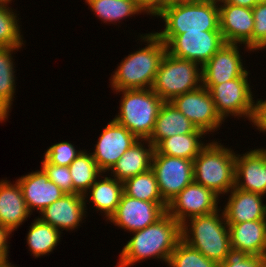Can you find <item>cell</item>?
<instances>
[{"instance_id":"obj_1","label":"cell","mask_w":266,"mask_h":267,"mask_svg":"<svg viewBox=\"0 0 266 267\" xmlns=\"http://www.w3.org/2000/svg\"><path fill=\"white\" fill-rule=\"evenodd\" d=\"M131 233L133 237L120 251L116 267L134 266L151 258L161 259L167 265L171 253L182 240L181 224L168 213L156 223Z\"/></svg>"},{"instance_id":"obj_2","label":"cell","mask_w":266,"mask_h":267,"mask_svg":"<svg viewBox=\"0 0 266 267\" xmlns=\"http://www.w3.org/2000/svg\"><path fill=\"white\" fill-rule=\"evenodd\" d=\"M138 38L146 46L131 52L118 64L109 80L113 92L152 88L166 45L154 32L140 34Z\"/></svg>"},{"instance_id":"obj_3","label":"cell","mask_w":266,"mask_h":267,"mask_svg":"<svg viewBox=\"0 0 266 267\" xmlns=\"http://www.w3.org/2000/svg\"><path fill=\"white\" fill-rule=\"evenodd\" d=\"M158 17L165 22L164 30L154 33L164 44L186 32L220 31L218 0L173 1Z\"/></svg>"},{"instance_id":"obj_4","label":"cell","mask_w":266,"mask_h":267,"mask_svg":"<svg viewBox=\"0 0 266 267\" xmlns=\"http://www.w3.org/2000/svg\"><path fill=\"white\" fill-rule=\"evenodd\" d=\"M181 234L185 243L218 264L231 249L229 227L221 208L186 220L181 224Z\"/></svg>"},{"instance_id":"obj_5","label":"cell","mask_w":266,"mask_h":267,"mask_svg":"<svg viewBox=\"0 0 266 267\" xmlns=\"http://www.w3.org/2000/svg\"><path fill=\"white\" fill-rule=\"evenodd\" d=\"M210 141L194 158V181L211 189L216 195H226L235 187V157L233 149Z\"/></svg>"},{"instance_id":"obj_6","label":"cell","mask_w":266,"mask_h":267,"mask_svg":"<svg viewBox=\"0 0 266 267\" xmlns=\"http://www.w3.org/2000/svg\"><path fill=\"white\" fill-rule=\"evenodd\" d=\"M122 92L118 115L113 118L139 140H148L153 132L163 100L151 89H125Z\"/></svg>"},{"instance_id":"obj_7","label":"cell","mask_w":266,"mask_h":267,"mask_svg":"<svg viewBox=\"0 0 266 267\" xmlns=\"http://www.w3.org/2000/svg\"><path fill=\"white\" fill-rule=\"evenodd\" d=\"M199 66L166 52L151 89L164 102H171L175 97L202 86V67Z\"/></svg>"},{"instance_id":"obj_8","label":"cell","mask_w":266,"mask_h":267,"mask_svg":"<svg viewBox=\"0 0 266 267\" xmlns=\"http://www.w3.org/2000/svg\"><path fill=\"white\" fill-rule=\"evenodd\" d=\"M248 75L217 85H202L207 88L215 103L217 113L225 121L227 117H244L252 122L255 113V100Z\"/></svg>"},{"instance_id":"obj_9","label":"cell","mask_w":266,"mask_h":267,"mask_svg":"<svg viewBox=\"0 0 266 267\" xmlns=\"http://www.w3.org/2000/svg\"><path fill=\"white\" fill-rule=\"evenodd\" d=\"M151 169L160 195L167 204L194 181L193 160L159 154L155 149Z\"/></svg>"},{"instance_id":"obj_10","label":"cell","mask_w":266,"mask_h":267,"mask_svg":"<svg viewBox=\"0 0 266 267\" xmlns=\"http://www.w3.org/2000/svg\"><path fill=\"white\" fill-rule=\"evenodd\" d=\"M226 43L221 31L186 32L172 36L166 43V52L176 58L204 66Z\"/></svg>"},{"instance_id":"obj_11","label":"cell","mask_w":266,"mask_h":267,"mask_svg":"<svg viewBox=\"0 0 266 267\" xmlns=\"http://www.w3.org/2000/svg\"><path fill=\"white\" fill-rule=\"evenodd\" d=\"M171 102L206 135L220 130V126L224 124V120L217 113L209 90L203 86L181 94Z\"/></svg>"},{"instance_id":"obj_12","label":"cell","mask_w":266,"mask_h":267,"mask_svg":"<svg viewBox=\"0 0 266 267\" xmlns=\"http://www.w3.org/2000/svg\"><path fill=\"white\" fill-rule=\"evenodd\" d=\"M166 202H148L122 193L116 212L109 218L115 226L131 232L156 223L167 213Z\"/></svg>"},{"instance_id":"obj_13","label":"cell","mask_w":266,"mask_h":267,"mask_svg":"<svg viewBox=\"0 0 266 267\" xmlns=\"http://www.w3.org/2000/svg\"><path fill=\"white\" fill-rule=\"evenodd\" d=\"M219 198L211 189L193 181L168 203L167 213L182 224L192 217L217 211Z\"/></svg>"},{"instance_id":"obj_14","label":"cell","mask_w":266,"mask_h":267,"mask_svg":"<svg viewBox=\"0 0 266 267\" xmlns=\"http://www.w3.org/2000/svg\"><path fill=\"white\" fill-rule=\"evenodd\" d=\"M95 149L91 153L99 169L106 174L138 138L114 119L102 129Z\"/></svg>"},{"instance_id":"obj_15","label":"cell","mask_w":266,"mask_h":267,"mask_svg":"<svg viewBox=\"0 0 266 267\" xmlns=\"http://www.w3.org/2000/svg\"><path fill=\"white\" fill-rule=\"evenodd\" d=\"M220 31L225 43L243 44L253 50L254 16L251 8L218 3Z\"/></svg>"},{"instance_id":"obj_16","label":"cell","mask_w":266,"mask_h":267,"mask_svg":"<svg viewBox=\"0 0 266 267\" xmlns=\"http://www.w3.org/2000/svg\"><path fill=\"white\" fill-rule=\"evenodd\" d=\"M238 46L242 45L226 43L202 66V85H217L250 74L244 68Z\"/></svg>"},{"instance_id":"obj_17","label":"cell","mask_w":266,"mask_h":267,"mask_svg":"<svg viewBox=\"0 0 266 267\" xmlns=\"http://www.w3.org/2000/svg\"><path fill=\"white\" fill-rule=\"evenodd\" d=\"M235 187L266 195V148H254L244 154H236Z\"/></svg>"},{"instance_id":"obj_18","label":"cell","mask_w":266,"mask_h":267,"mask_svg":"<svg viewBox=\"0 0 266 267\" xmlns=\"http://www.w3.org/2000/svg\"><path fill=\"white\" fill-rule=\"evenodd\" d=\"M87 209L83 195L65 194L41 211V216L37 218L63 233V230L73 231L81 226L80 223L87 217Z\"/></svg>"},{"instance_id":"obj_19","label":"cell","mask_w":266,"mask_h":267,"mask_svg":"<svg viewBox=\"0 0 266 267\" xmlns=\"http://www.w3.org/2000/svg\"><path fill=\"white\" fill-rule=\"evenodd\" d=\"M17 181L31 214L35 210L40 213L47 206L66 194L48 178V175L42 168L19 177Z\"/></svg>"},{"instance_id":"obj_20","label":"cell","mask_w":266,"mask_h":267,"mask_svg":"<svg viewBox=\"0 0 266 267\" xmlns=\"http://www.w3.org/2000/svg\"><path fill=\"white\" fill-rule=\"evenodd\" d=\"M227 196V203L222 209L227 223L266 220V203H263L265 196L236 187Z\"/></svg>"},{"instance_id":"obj_21","label":"cell","mask_w":266,"mask_h":267,"mask_svg":"<svg viewBox=\"0 0 266 267\" xmlns=\"http://www.w3.org/2000/svg\"><path fill=\"white\" fill-rule=\"evenodd\" d=\"M31 216L18 181L0 180V225L11 232L17 231Z\"/></svg>"},{"instance_id":"obj_22","label":"cell","mask_w":266,"mask_h":267,"mask_svg":"<svg viewBox=\"0 0 266 267\" xmlns=\"http://www.w3.org/2000/svg\"><path fill=\"white\" fill-rule=\"evenodd\" d=\"M205 133L182 114L172 102H163L155 126L148 139L154 148L163 140L177 134Z\"/></svg>"},{"instance_id":"obj_23","label":"cell","mask_w":266,"mask_h":267,"mask_svg":"<svg viewBox=\"0 0 266 267\" xmlns=\"http://www.w3.org/2000/svg\"><path fill=\"white\" fill-rule=\"evenodd\" d=\"M227 224L231 248L266 257V220Z\"/></svg>"},{"instance_id":"obj_24","label":"cell","mask_w":266,"mask_h":267,"mask_svg":"<svg viewBox=\"0 0 266 267\" xmlns=\"http://www.w3.org/2000/svg\"><path fill=\"white\" fill-rule=\"evenodd\" d=\"M153 152L154 146L149 140L138 139L112 167L110 176L123 182L148 171L151 168Z\"/></svg>"},{"instance_id":"obj_25","label":"cell","mask_w":266,"mask_h":267,"mask_svg":"<svg viewBox=\"0 0 266 267\" xmlns=\"http://www.w3.org/2000/svg\"><path fill=\"white\" fill-rule=\"evenodd\" d=\"M100 176L84 193V202L93 203L97 211L104 213L103 217L108 222L109 218L116 212L123 193V183L110 175ZM89 194V195H88Z\"/></svg>"},{"instance_id":"obj_26","label":"cell","mask_w":266,"mask_h":267,"mask_svg":"<svg viewBox=\"0 0 266 267\" xmlns=\"http://www.w3.org/2000/svg\"><path fill=\"white\" fill-rule=\"evenodd\" d=\"M21 48H0V123L8 120L16 90L15 63L12 53Z\"/></svg>"},{"instance_id":"obj_27","label":"cell","mask_w":266,"mask_h":267,"mask_svg":"<svg viewBox=\"0 0 266 267\" xmlns=\"http://www.w3.org/2000/svg\"><path fill=\"white\" fill-rule=\"evenodd\" d=\"M206 133L177 134L163 139L154 149L166 156L194 160L208 144L202 140ZM202 138V139H201Z\"/></svg>"},{"instance_id":"obj_28","label":"cell","mask_w":266,"mask_h":267,"mask_svg":"<svg viewBox=\"0 0 266 267\" xmlns=\"http://www.w3.org/2000/svg\"><path fill=\"white\" fill-rule=\"evenodd\" d=\"M61 234L55 227L36 218L26 236L28 249L35 258L51 254L60 243Z\"/></svg>"},{"instance_id":"obj_29","label":"cell","mask_w":266,"mask_h":267,"mask_svg":"<svg viewBox=\"0 0 266 267\" xmlns=\"http://www.w3.org/2000/svg\"><path fill=\"white\" fill-rule=\"evenodd\" d=\"M86 3L103 23L120 24L124 18L144 13L136 0H88Z\"/></svg>"},{"instance_id":"obj_30","label":"cell","mask_w":266,"mask_h":267,"mask_svg":"<svg viewBox=\"0 0 266 267\" xmlns=\"http://www.w3.org/2000/svg\"><path fill=\"white\" fill-rule=\"evenodd\" d=\"M73 182V194L84 193L102 175L91 153L83 150L68 166Z\"/></svg>"},{"instance_id":"obj_31","label":"cell","mask_w":266,"mask_h":267,"mask_svg":"<svg viewBox=\"0 0 266 267\" xmlns=\"http://www.w3.org/2000/svg\"><path fill=\"white\" fill-rule=\"evenodd\" d=\"M122 183L125 195L148 202H165L160 195L155 173L151 168Z\"/></svg>"},{"instance_id":"obj_32","label":"cell","mask_w":266,"mask_h":267,"mask_svg":"<svg viewBox=\"0 0 266 267\" xmlns=\"http://www.w3.org/2000/svg\"><path fill=\"white\" fill-rule=\"evenodd\" d=\"M16 10L0 5V48H22L23 35ZM23 45V46H22Z\"/></svg>"},{"instance_id":"obj_33","label":"cell","mask_w":266,"mask_h":267,"mask_svg":"<svg viewBox=\"0 0 266 267\" xmlns=\"http://www.w3.org/2000/svg\"><path fill=\"white\" fill-rule=\"evenodd\" d=\"M218 265L183 240L175 247L167 263L169 267H218Z\"/></svg>"},{"instance_id":"obj_34","label":"cell","mask_w":266,"mask_h":267,"mask_svg":"<svg viewBox=\"0 0 266 267\" xmlns=\"http://www.w3.org/2000/svg\"><path fill=\"white\" fill-rule=\"evenodd\" d=\"M83 150H76L74 144L61 141L51 145L44 153V159L54 165L69 166Z\"/></svg>"},{"instance_id":"obj_35","label":"cell","mask_w":266,"mask_h":267,"mask_svg":"<svg viewBox=\"0 0 266 267\" xmlns=\"http://www.w3.org/2000/svg\"><path fill=\"white\" fill-rule=\"evenodd\" d=\"M41 162V168L48 175V178L61 188L64 193L73 194V182L69 167L50 164L45 159Z\"/></svg>"},{"instance_id":"obj_36","label":"cell","mask_w":266,"mask_h":267,"mask_svg":"<svg viewBox=\"0 0 266 267\" xmlns=\"http://www.w3.org/2000/svg\"><path fill=\"white\" fill-rule=\"evenodd\" d=\"M218 267H266V257L231 248Z\"/></svg>"},{"instance_id":"obj_37","label":"cell","mask_w":266,"mask_h":267,"mask_svg":"<svg viewBox=\"0 0 266 267\" xmlns=\"http://www.w3.org/2000/svg\"><path fill=\"white\" fill-rule=\"evenodd\" d=\"M254 16L253 49L266 37V2L252 8Z\"/></svg>"},{"instance_id":"obj_38","label":"cell","mask_w":266,"mask_h":267,"mask_svg":"<svg viewBox=\"0 0 266 267\" xmlns=\"http://www.w3.org/2000/svg\"><path fill=\"white\" fill-rule=\"evenodd\" d=\"M138 7L147 15L157 17L164 9H166L172 0H136Z\"/></svg>"},{"instance_id":"obj_39","label":"cell","mask_w":266,"mask_h":267,"mask_svg":"<svg viewBox=\"0 0 266 267\" xmlns=\"http://www.w3.org/2000/svg\"><path fill=\"white\" fill-rule=\"evenodd\" d=\"M10 234H12V232L0 225V263H5V262H9L10 259H8L9 257V245H8V240L9 238H11Z\"/></svg>"},{"instance_id":"obj_40","label":"cell","mask_w":266,"mask_h":267,"mask_svg":"<svg viewBox=\"0 0 266 267\" xmlns=\"http://www.w3.org/2000/svg\"><path fill=\"white\" fill-rule=\"evenodd\" d=\"M253 120H266V99L256 100Z\"/></svg>"},{"instance_id":"obj_41","label":"cell","mask_w":266,"mask_h":267,"mask_svg":"<svg viewBox=\"0 0 266 267\" xmlns=\"http://www.w3.org/2000/svg\"><path fill=\"white\" fill-rule=\"evenodd\" d=\"M218 3H228L252 9L256 5V0H218Z\"/></svg>"},{"instance_id":"obj_42","label":"cell","mask_w":266,"mask_h":267,"mask_svg":"<svg viewBox=\"0 0 266 267\" xmlns=\"http://www.w3.org/2000/svg\"><path fill=\"white\" fill-rule=\"evenodd\" d=\"M251 124L260 132L266 133V120H252Z\"/></svg>"},{"instance_id":"obj_43","label":"cell","mask_w":266,"mask_h":267,"mask_svg":"<svg viewBox=\"0 0 266 267\" xmlns=\"http://www.w3.org/2000/svg\"><path fill=\"white\" fill-rule=\"evenodd\" d=\"M265 48H266V37L252 50V52H255L257 50H263Z\"/></svg>"},{"instance_id":"obj_44","label":"cell","mask_w":266,"mask_h":267,"mask_svg":"<svg viewBox=\"0 0 266 267\" xmlns=\"http://www.w3.org/2000/svg\"><path fill=\"white\" fill-rule=\"evenodd\" d=\"M12 0H0L1 6H8V4H11Z\"/></svg>"},{"instance_id":"obj_45","label":"cell","mask_w":266,"mask_h":267,"mask_svg":"<svg viewBox=\"0 0 266 267\" xmlns=\"http://www.w3.org/2000/svg\"><path fill=\"white\" fill-rule=\"evenodd\" d=\"M0 267H16L14 264L12 265L11 262L0 263Z\"/></svg>"},{"instance_id":"obj_46","label":"cell","mask_w":266,"mask_h":267,"mask_svg":"<svg viewBox=\"0 0 266 267\" xmlns=\"http://www.w3.org/2000/svg\"><path fill=\"white\" fill-rule=\"evenodd\" d=\"M266 0H256V4H259V3H265Z\"/></svg>"}]
</instances>
